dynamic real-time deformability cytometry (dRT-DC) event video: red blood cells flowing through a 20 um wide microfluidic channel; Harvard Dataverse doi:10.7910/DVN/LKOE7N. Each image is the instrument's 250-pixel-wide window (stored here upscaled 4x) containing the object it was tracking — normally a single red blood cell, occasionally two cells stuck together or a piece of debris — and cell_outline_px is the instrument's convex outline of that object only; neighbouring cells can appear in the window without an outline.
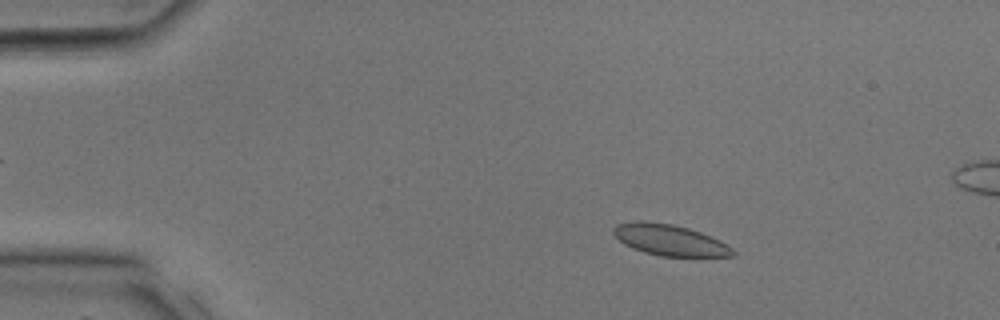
{"species": "common noctule bat (a hibernating species)", "species_latin": "Nyctalus noctula", "temperature_condition": "room temperature", "stored_images_in_passage": 32, "segment_of_instrument_passage": [1, 2], "camera_frame_rate_fps": 3000, "um_per_image_px": 0.085, "animal": {"sex": "male", "body_mass_g": 17.9, "forearm_length_mm": 54.2}, "frame": {"image": 1, "passage_image": 5, "time_ms": 1.333, "image_size_px": [1000, 320], "cell_outline_px": [[736, 256], [660, 256], [644, 252], [632, 248], [624, 244], [612, 232], [612, 228], [616, 224], [636, 220], [644, 220], [672, 224], [688, 228], [712, 236], [720, 240], [732, 248], [736, 252]], "centroid_in_image_um": [56.91, 20.39], "position_along_channel_um": 28.1, "area_um2": 21.73}}
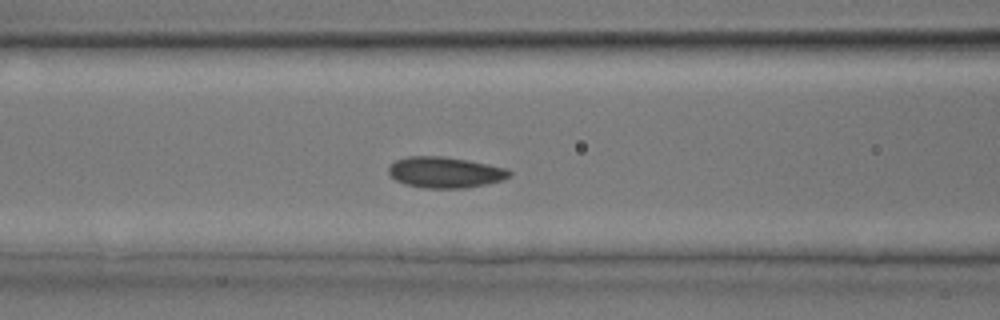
{"frame": {"image": 2, "passage_image": 13, "time_ms": 4.0, "image_size_px": [1000, 320], "cell_outline_px": [[512, 176], [504, 180], [468, 188], [424, 188], [404, 184], [396, 180], [388, 172], [388, 168], [396, 160], [408, 156], [444, 156], [468, 160], [508, 168], [512, 172]], "centroid_in_image_um": [37.88, 14.65], "position_along_channel_um": 128.7, "area_um2": 22.02}}
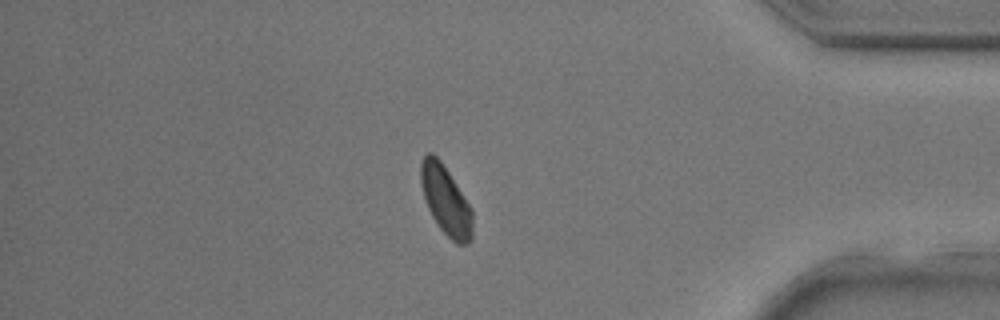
{"frame": {"image": 3, "passage_image": 27, "time_ms": 8.667, "image_size_px": [1000, 320], "cell_outline_px": [[472, 240], [468, 244], [456, 244], [440, 228], [432, 216], [428, 208], [424, 196], [420, 180], [420, 164], [424, 156], [428, 152], [432, 152], [440, 160], [472, 208]], "centroid_in_image_um": [37.89, 17.04], "position_along_channel_um": 397.3, "area_um2": 20.63}}